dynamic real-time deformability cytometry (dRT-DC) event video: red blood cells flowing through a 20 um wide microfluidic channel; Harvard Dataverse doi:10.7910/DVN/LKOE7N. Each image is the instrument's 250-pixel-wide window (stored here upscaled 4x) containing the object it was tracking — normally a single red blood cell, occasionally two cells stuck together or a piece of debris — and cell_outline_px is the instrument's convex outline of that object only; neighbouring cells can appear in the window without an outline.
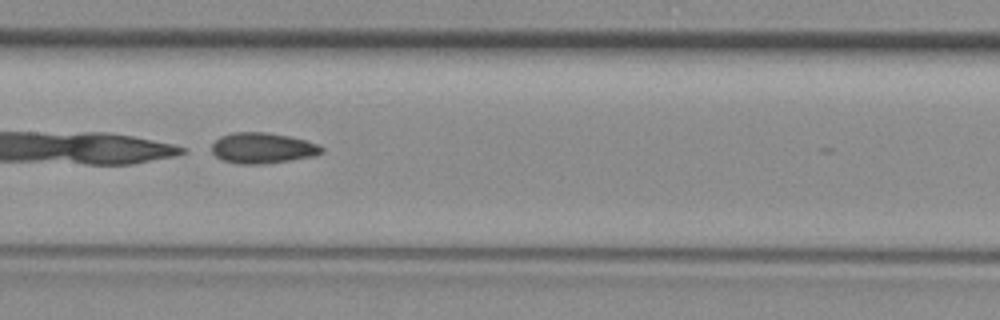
{"species": "common noctule bat (a hibernating species)", "species_latin": "Nyctalus noctula", "temperature_condition": "room temperature", "stored_images_in_passage": 30, "camera_frame_rate_fps": 3000, "um_per_image_px": 0.085, "animal": {"sex": "female", "body_mass_g": 29.2, "forearm_length_mm": 56.3}, "frame": {"image": 1, "passage_image": 22, "time_ms": 7.0, "image_size_px": [1000, 320], "cell_outline_px": [[324, 152], [312, 156], [292, 160], [260, 164], [236, 164], [224, 160], [216, 156], [212, 152], [212, 144], [220, 136], [232, 132], [264, 132], [288, 136], [320, 144], [324, 148]], "centroid_in_image_um": [22.32, 12.58], "position_along_channel_um": 185.1, "area_um2": 19.65}}
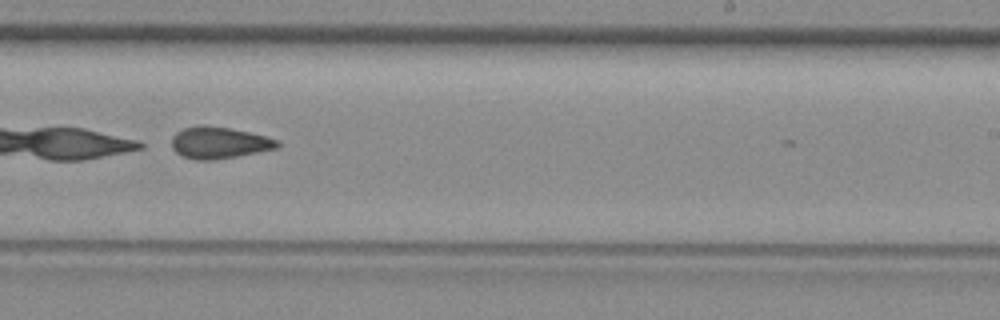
{"frame": {"image": 2, "passage_image": 28, "time_ms": 9.0, "image_size_px": [1000, 320], "cell_outline_px": [[280, 144], [276, 148], [236, 156], [212, 160], [196, 160], [184, 156], [176, 152], [172, 148], [172, 136], [176, 132], [184, 128], [228, 128], [248, 132], [264, 136], [276, 140]], "centroid_in_image_um": [18.61, 12.17], "position_along_channel_um": 270.4, "area_um2": 18.55}}